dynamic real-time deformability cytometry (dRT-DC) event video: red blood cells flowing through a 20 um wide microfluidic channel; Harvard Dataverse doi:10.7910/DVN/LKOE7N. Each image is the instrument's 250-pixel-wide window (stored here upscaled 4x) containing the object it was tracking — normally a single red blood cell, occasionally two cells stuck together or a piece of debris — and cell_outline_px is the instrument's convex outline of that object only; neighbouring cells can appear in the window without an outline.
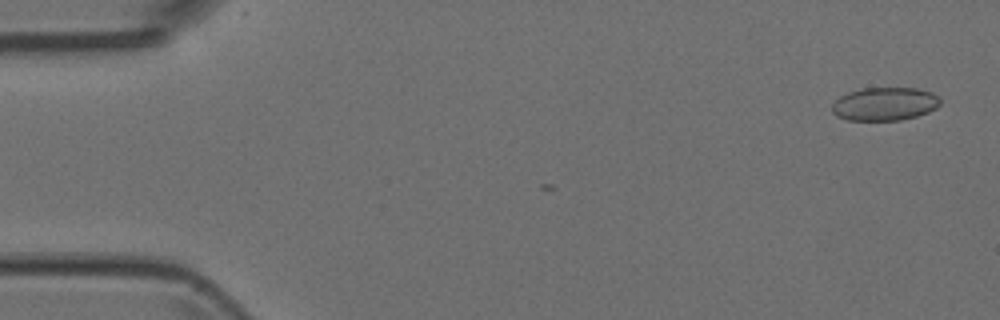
{"species": "Egyptian fruit bat (a non-hibernating species)", "species_latin": "Rousettus aegyptiacus", "temperature_condition": "room temperature", "stored_images_in_passage": 2, "camera_frame_rate_fps": 3000, "um_per_image_px": 0.085, "animal": {"sex": "female"}, "frame": {"image": 1, "passage_image": 2, "time_ms": 0.333, "image_size_px": [1000, 320], "cell_outline_px": [[940, 104], [936, 108], [928, 112], [916, 116], [900, 120], [848, 120], [836, 116], [832, 112], [832, 104], [840, 96], [848, 92], [860, 88], [916, 88], [932, 92], [940, 96]], "centroid_in_image_um": [75.2, 8.83], "position_along_channel_um": 9.8, "area_um2": 21.1}}